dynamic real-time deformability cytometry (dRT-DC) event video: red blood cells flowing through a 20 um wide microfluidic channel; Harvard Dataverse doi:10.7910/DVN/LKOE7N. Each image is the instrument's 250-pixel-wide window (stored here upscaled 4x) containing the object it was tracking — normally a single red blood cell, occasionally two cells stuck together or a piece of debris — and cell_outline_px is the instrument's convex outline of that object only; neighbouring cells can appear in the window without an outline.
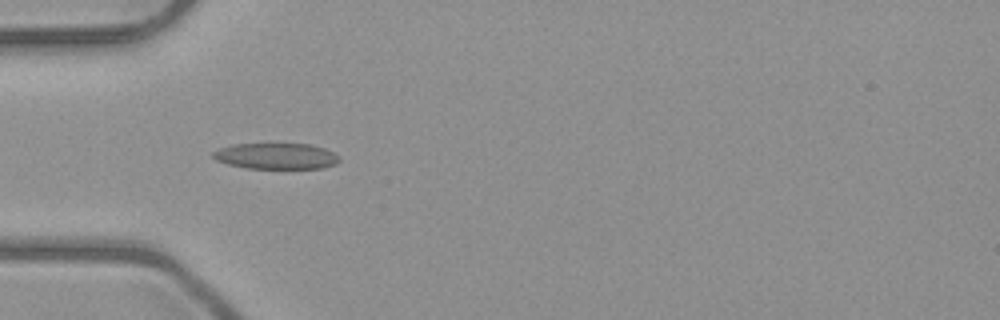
{"species": "common noctule bat (a hibernating species)", "species_latin": "Nyctalus noctula", "temperature_condition": "room temperature", "stored_images_in_passage": 12, "camera_frame_rate_fps": 3000, "um_per_image_px": 0.085, "animal": {"sex": "male", "body_mass_g": 23.1, "forearm_length_mm": 52.7}, "frame": {"image": 1, "passage_image": 6, "time_ms": 1.667, "image_size_px": [1000, 320], "cell_outline_px": [[340, 160], [336, 164], [320, 168], [244, 168], [228, 164], [216, 160], [212, 156], [212, 152], [220, 148], [232, 144], [312, 144], [324, 148], [340, 156]], "centroid_in_image_um": [23.47, 13.26], "position_along_channel_um": 61.5, "area_um2": 19.13}}